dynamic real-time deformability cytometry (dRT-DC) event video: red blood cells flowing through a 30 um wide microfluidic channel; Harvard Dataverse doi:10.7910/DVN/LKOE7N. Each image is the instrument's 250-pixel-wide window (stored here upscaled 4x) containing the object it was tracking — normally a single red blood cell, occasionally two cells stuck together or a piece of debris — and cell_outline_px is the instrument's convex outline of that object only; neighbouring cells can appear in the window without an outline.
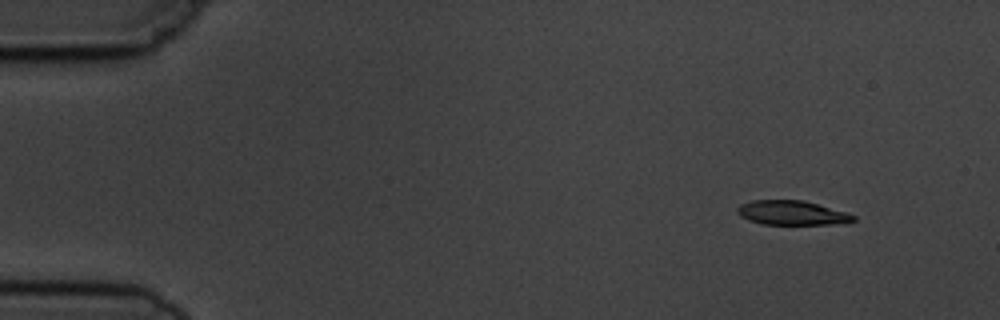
{"species": "common noctule bat (a hibernating species)", "species_latin": "Nyctalus noctula", "temperature_condition": "cold", "stored_images_in_passage": 5, "camera_frame_rate_fps": 3000, "um_per_image_px": 0.085, "animal": {"sex": "male", "body_mass_g": 19.5, "forearm_length_mm": 54.6}, "frame": {"image": 1, "passage_image": 2, "time_ms": 1.0, "image_size_px": [1000, 320], "cell_outline_px": [[856, 220], [828, 224], [764, 224], [748, 220], [740, 216], [736, 212], [736, 208], [740, 204], [752, 200], [804, 200], [844, 212], [856, 216]], "centroid_in_image_um": [67.23, 18.08], "position_along_channel_um": 17.8, "area_um2": 16.24}}
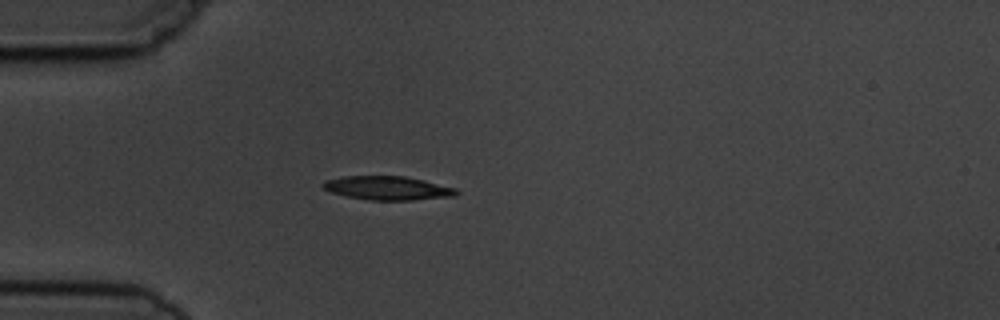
{"frame": {"image": 2, "passage_image": 5, "time_ms": 4.333, "image_size_px": [1000, 320], "cell_outline_px": [[460, 192], [456, 196], [412, 200], [368, 200], [348, 196], [332, 192], [324, 188], [320, 184], [324, 180], [344, 176], [404, 176], [424, 180], [456, 188]], "centroid_in_image_um": [32.97, 15.98], "position_along_channel_um": 52.0, "area_um2": 18.5}}